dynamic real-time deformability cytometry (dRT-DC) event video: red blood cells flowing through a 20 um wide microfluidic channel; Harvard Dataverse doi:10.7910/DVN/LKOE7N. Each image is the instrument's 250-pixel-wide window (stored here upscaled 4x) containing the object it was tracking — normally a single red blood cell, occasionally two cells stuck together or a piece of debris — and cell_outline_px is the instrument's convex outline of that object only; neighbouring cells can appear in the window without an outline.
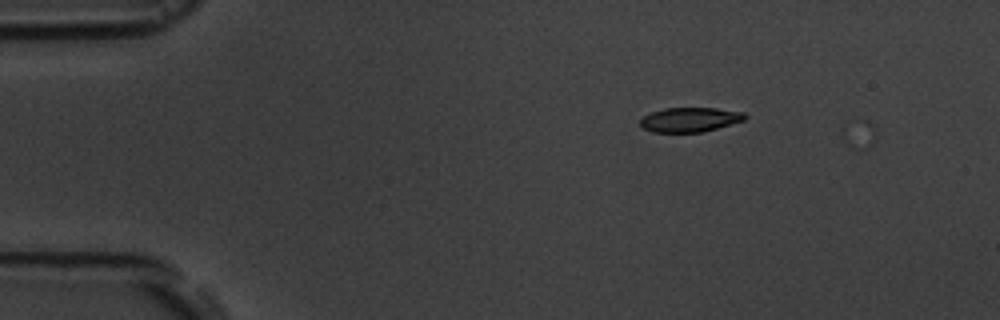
{"species": "common noctule bat (a hibernating species)", "species_latin": "Nyctalus noctula", "temperature_condition": "room temperature", "stored_images_in_passage": 2, "camera_frame_rate_fps": 3000, "um_per_image_px": 0.085, "animal": {"sex": "male", "body_mass_g": 19.5, "forearm_length_mm": 54.6}, "frame": {"image": 1, "passage_image": 1, "time_ms": 0.0, "image_size_px": [1000, 320], "cell_outline_px": [[748, 116], [744, 120], [704, 132], [652, 132], [644, 128], [640, 124], [640, 120], [644, 116], [652, 112], [664, 108], [716, 108], [744, 112]], "centroid_in_image_um": [58.66, 10.17], "position_along_channel_um": 26.3, "area_um2": 14.91}}